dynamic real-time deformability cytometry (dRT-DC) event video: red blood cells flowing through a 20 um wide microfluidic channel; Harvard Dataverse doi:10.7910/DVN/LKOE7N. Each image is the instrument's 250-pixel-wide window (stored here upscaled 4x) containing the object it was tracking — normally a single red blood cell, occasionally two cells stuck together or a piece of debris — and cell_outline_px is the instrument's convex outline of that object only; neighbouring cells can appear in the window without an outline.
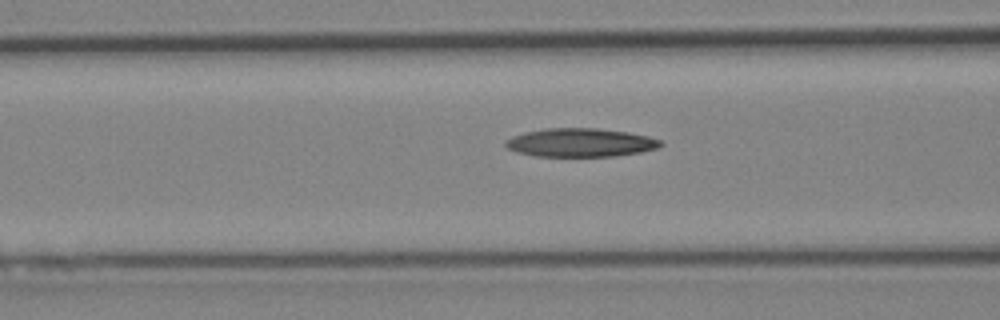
{"species": "Egyptian fruit bat (a non-hibernating species)", "species_latin": "Rousettus aegyptiacus", "temperature_condition": "cold", "stored_images_in_passage": 5, "camera_frame_rate_fps": 3000, "um_per_image_px": 0.085, "animal": {"sex": "female"}, "frame": {"image": 1, "passage_image": 5, "time_ms": 5.667, "image_size_px": [1000, 320], "cell_outline_px": [[664, 144], [656, 148], [640, 152], [616, 156], [532, 156], [516, 152], [508, 148], [504, 144], [504, 140], [512, 136], [524, 132], [544, 128], [596, 128], [628, 132], [648, 136], [660, 140]], "centroid_in_image_um": [49.29, 12.12], "position_along_channel_um": 117.3, "area_um2": 25.89}}